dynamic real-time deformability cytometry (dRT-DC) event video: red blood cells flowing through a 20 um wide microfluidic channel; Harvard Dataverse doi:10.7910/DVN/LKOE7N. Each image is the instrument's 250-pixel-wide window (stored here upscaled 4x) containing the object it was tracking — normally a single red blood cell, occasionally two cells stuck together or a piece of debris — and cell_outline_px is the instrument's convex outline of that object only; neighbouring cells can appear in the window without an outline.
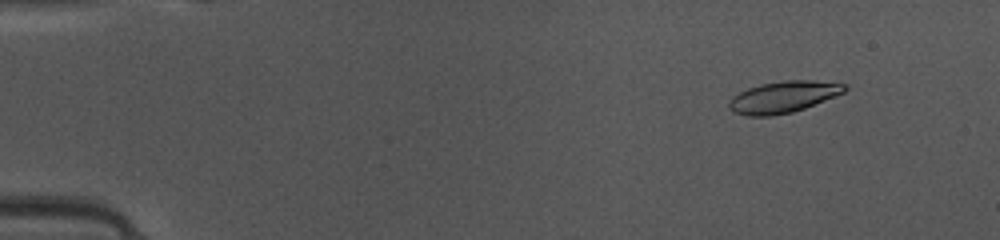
{"species": "common noctule bat (a hibernating species)", "species_latin": "Nyctalus noctula", "temperature_condition": "warm", "stored_images_in_passage": 49, "camera_frame_rate_fps": 3000, "um_per_image_px": 0.085, "animal": {"sex": "female", "body_mass_g": 10.0, "forearm_length_mm": 53.1}, "frame": {"image": 1, "passage_image": 6, "time_ms": 1.667, "image_size_px": [1000, 240], "cell_outline_px": [[848, 88], [844, 92], [836, 96], [804, 108], [792, 112], [772, 116], [748, 116], [736, 112], [728, 108], [728, 104], [732, 96], [748, 88], [760, 84], [784, 80], [812, 80], [848, 84]], "centroid_in_image_um": [66.6, 8.23], "position_along_channel_um": 18.4, "area_um2": 21.27}}
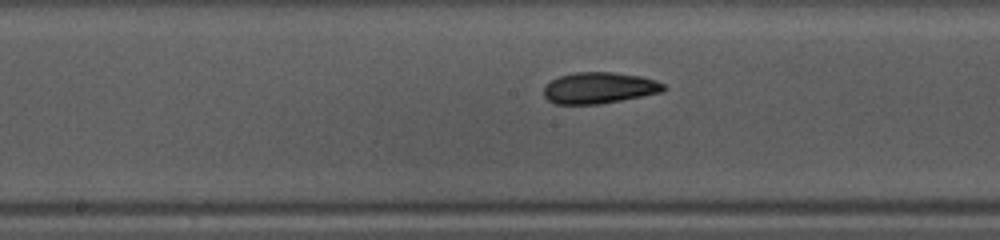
{"frame": {"image": 2, "passage_image": 26, "time_ms": 8.333, "image_size_px": [1000, 240], "cell_outline_px": [[668, 88], [664, 92], [644, 96], [600, 104], [556, 104], [548, 100], [544, 96], [544, 88], [552, 80], [560, 76], [576, 72], [612, 72], [640, 76], [656, 80], [664, 84]], "centroid_in_image_um": [50.98, 7.48], "position_along_channel_um": 197.2, "area_um2": 21.91}}
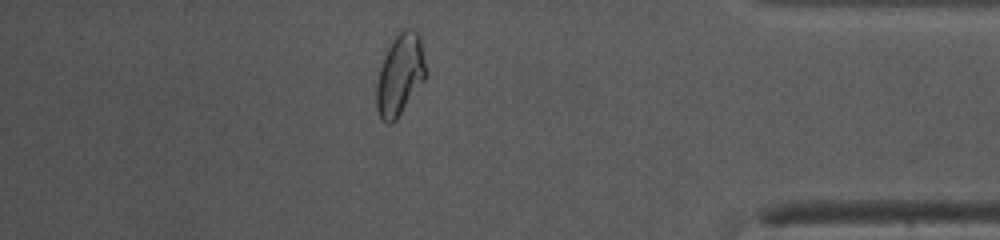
{"frame": {"image": 3, "passage_image": 43, "time_ms": 14.0, "image_size_px": [1000, 240], "cell_outline_px": [[428, 76], [396, 120], [392, 124], [388, 124], [380, 116], [376, 108], [376, 84], [380, 68], [384, 56], [388, 48], [396, 36], [404, 28], [408, 28], [416, 32], [420, 36], [428, 72]], "centroid_in_image_um": [34.03, 6.37], "position_along_channel_um": 401.2, "area_um2": 23.52}, "authors_computed_cell_mechanics": {"area_um2": 21.9062, "velocity_mm_per_s": 4.115, "shape_relaxation_time_tau1_ms": 4.8948, "shape_relaxation_time_tau2_ms": 2.1269, "deformation_change_tau1": 0.1689, "deformation_change_tau2": 0.0767}}